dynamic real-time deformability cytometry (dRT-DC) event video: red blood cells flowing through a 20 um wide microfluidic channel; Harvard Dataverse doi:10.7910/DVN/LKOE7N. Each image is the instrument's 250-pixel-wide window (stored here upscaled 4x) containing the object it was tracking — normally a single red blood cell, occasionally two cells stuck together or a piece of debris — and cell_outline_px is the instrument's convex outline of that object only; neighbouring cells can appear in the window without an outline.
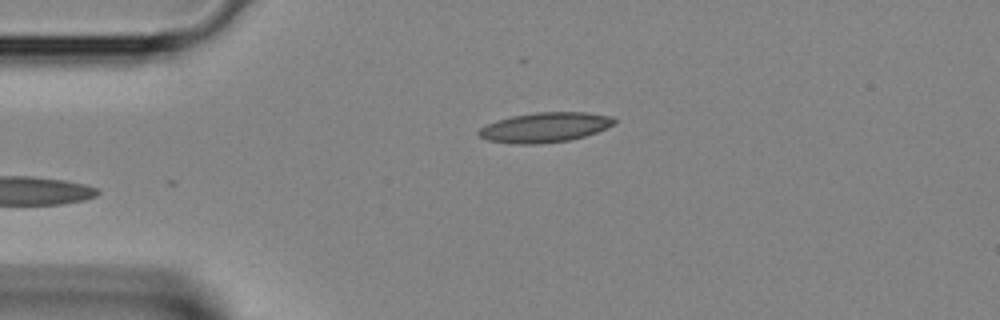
{"species": "Egyptian fruit bat (a non-hibernating species)", "species_latin": "Rousettus aegyptiacus", "temperature_condition": "room temperature", "stored_images_in_passage": 29, "camera_frame_rate_fps": 3000, "um_per_image_px": 0.085, "animal": {"sex": "female"}, "frame": {"image": 1, "passage_image": 1, "time_ms": 0.0, "image_size_px": [1000, 320], "cell_outline_px": [[616, 124], [596, 132], [584, 136], [568, 140], [540, 144], [520, 144], [488, 140], [480, 136], [476, 132], [480, 128], [488, 124], [512, 116], [536, 112], [584, 112], [612, 116], [616, 120]], "centroid_in_image_um": [46.35, 10.82], "position_along_channel_um": 38.6, "area_um2": 23.35}}
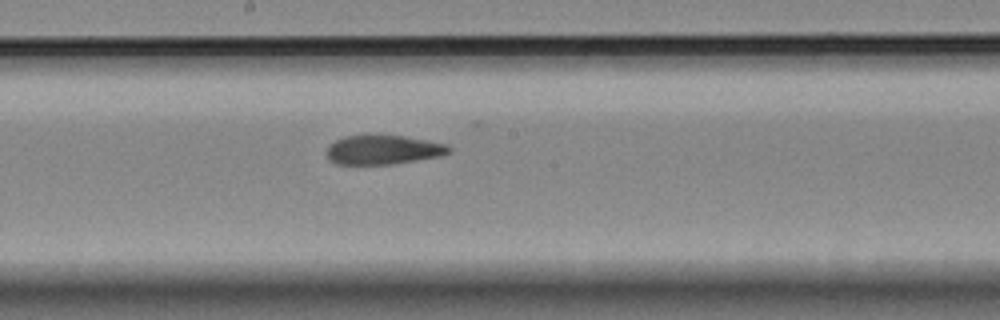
{"frame": {"image": 2, "passage_image": 13, "time_ms": 4.0, "image_size_px": [1000, 320], "cell_outline_px": [[452, 152], [440, 156], [392, 164], [336, 164], [328, 160], [328, 144], [344, 136], [368, 132], [404, 136], [448, 144], [452, 148]], "centroid_in_image_um": [32.55, 12.69], "position_along_channel_um": 215.6, "area_um2": 21.56}}
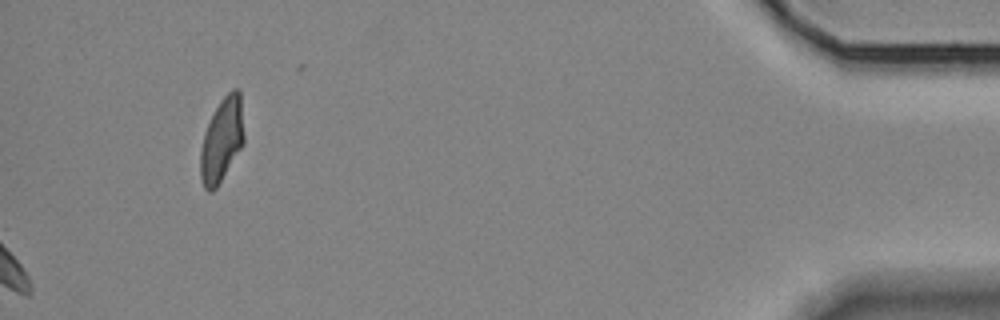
{"frame": {"image": 3, "passage_image": 29, "time_ms": 9.333, "image_size_px": [1000, 320], "cell_outline_px": [[244, 144], [216, 188], [212, 192], [208, 192], [204, 188], [200, 176], [200, 152], [204, 132], [220, 100], [232, 88], [240, 88], [244, 136]], "centroid_in_image_um": [18.86, 11.89], "position_along_channel_um": 416.3, "area_um2": 21.39}}